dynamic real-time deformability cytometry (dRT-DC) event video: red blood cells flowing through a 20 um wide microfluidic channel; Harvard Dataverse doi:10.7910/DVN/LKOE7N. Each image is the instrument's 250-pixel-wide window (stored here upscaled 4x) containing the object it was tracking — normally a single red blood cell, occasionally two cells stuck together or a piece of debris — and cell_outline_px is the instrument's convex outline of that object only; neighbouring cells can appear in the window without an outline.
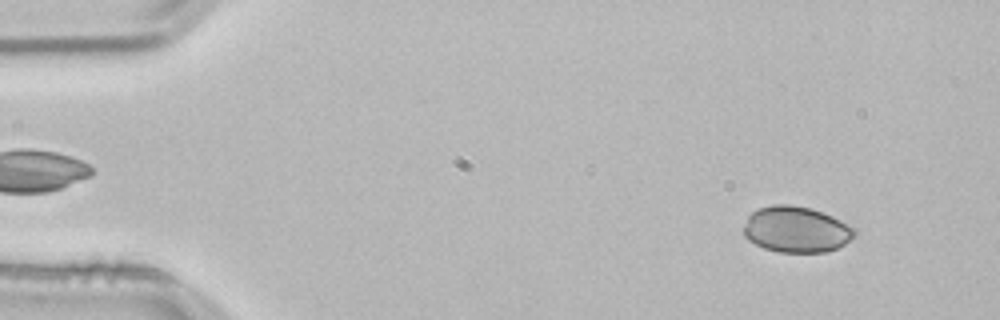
{"species": "common noctule bat (a hibernating species)", "species_latin": "Nyctalus noctula", "temperature_condition": "room temperature", "stored_images_in_passage": 52, "camera_frame_rate_fps": 3000, "um_per_image_px": 0.085, "animal": {"sex": "male", "body_mass_g": 21.5, "forearm_length_mm": 52.0}, "frame": {"image": 1, "passage_image": 4, "time_ms": 1.0, "image_size_px": [1000, 320], "cell_outline_px": [[856, 232], [844, 244], [836, 248], [824, 252], [780, 252], [764, 248], [748, 240], [744, 236], [744, 224], [748, 216], [752, 212], [760, 208], [772, 204], [788, 204], [812, 208], [832, 216], [856, 228]], "centroid_in_image_um": [67.66, 19.49], "position_along_channel_um": 17.3, "area_um2": 29.65}}
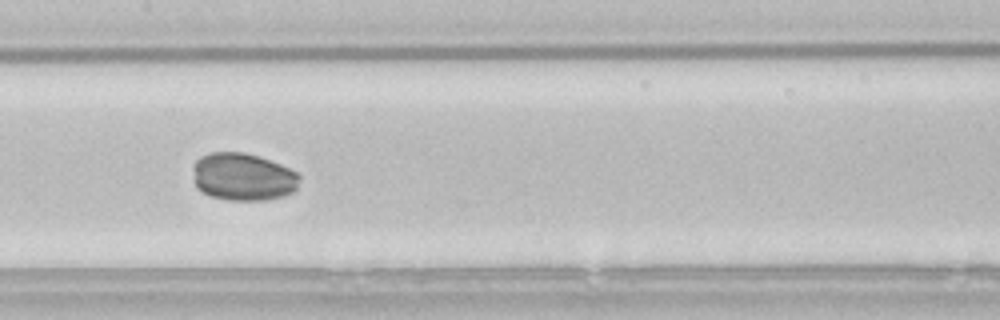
{"frame": {"image": 2, "passage_image": 25, "time_ms": 8.0, "image_size_px": [1000, 320], "cell_outline_px": [[300, 176], [296, 188], [292, 192], [284, 196], [264, 200], [228, 200], [212, 196], [196, 188], [192, 168], [196, 160], [200, 156], [208, 152], [244, 152], [260, 156], [280, 164], [296, 172]], "centroid_in_image_um": [20.63, 15.02], "position_along_channel_um": 186.8, "area_um2": 29.71}}
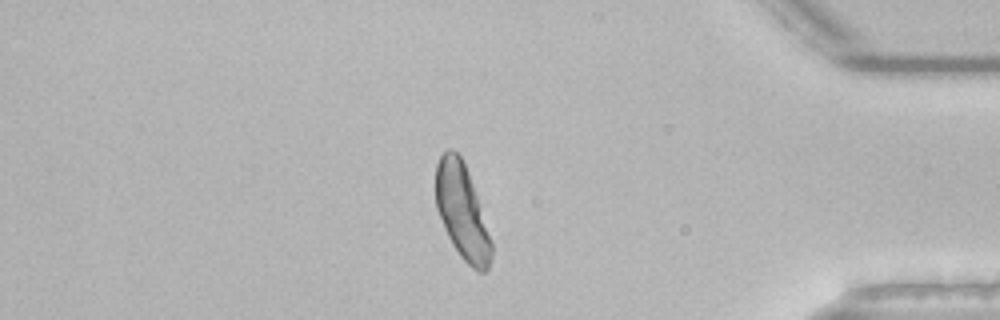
{"frame": {"image": 3, "passage_image": 44, "time_ms": 14.333, "image_size_px": [1000, 320], "cell_outline_px": [[492, 256], [488, 268], [484, 272], [476, 272], [460, 256], [452, 244], [444, 228], [436, 208], [436, 164], [440, 156], [448, 148], [452, 148], [460, 156], [468, 172], [492, 240]], "centroid_in_image_um": [39.27, 18.01], "position_along_channel_um": 395.9, "area_um2": 30.63}, "authors_computed_cell_mechanics": {"area_um2": 29.9693, "velocity_mm_per_s": 3.8247, "shape_relaxation_time_tau1_ms": 2.8751, "shape_relaxation_time_tau2_ms": null, "deformation_change_tau1": 0.0757, "deformation_change_tau2": null}}